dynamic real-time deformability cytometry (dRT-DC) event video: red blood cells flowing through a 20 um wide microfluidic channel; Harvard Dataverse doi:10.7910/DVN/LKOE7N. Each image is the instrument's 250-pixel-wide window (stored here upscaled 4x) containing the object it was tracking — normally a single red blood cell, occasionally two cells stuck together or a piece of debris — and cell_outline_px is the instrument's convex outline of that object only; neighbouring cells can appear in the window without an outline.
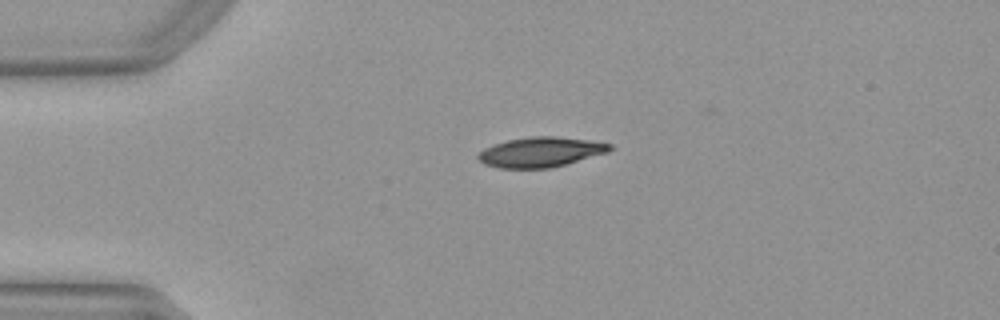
{"species": "Egyptian fruit bat (a non-hibernating species)", "species_latin": "Rousettus aegyptiacus", "temperature_condition": "warm", "stored_images_in_passage": 40, "camera_frame_rate_fps": 3000, "um_per_image_px": 0.085, "animal": {"sex": "female"}, "frame": {"image": 1, "passage_image": 1, "time_ms": 0.0, "image_size_px": [1000, 320], "cell_outline_px": [[612, 148], [608, 152], [564, 164], [548, 168], [500, 168], [484, 164], [476, 156], [484, 148], [508, 140], [532, 136], [552, 136], [588, 140], [612, 144]], "centroid_in_image_um": [45.94, 12.92], "position_along_channel_um": 39.1, "area_um2": 22.6}}
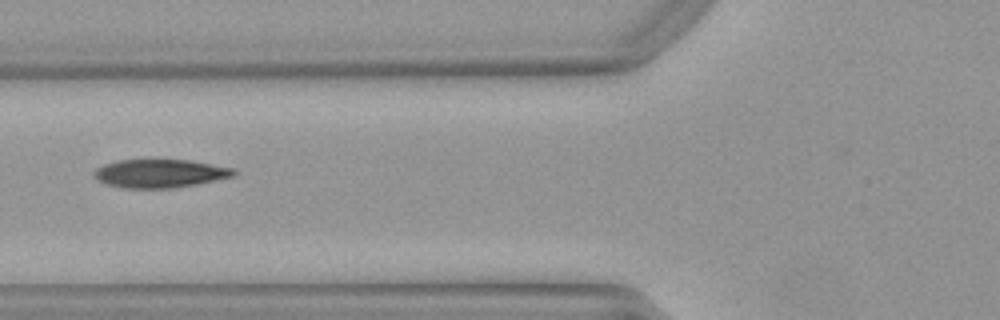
{"frame": {"image": 2, "passage_image": 9, "time_ms": 2.667, "image_size_px": [1000, 320], "cell_outline_px": [[236, 172], [232, 176], [196, 184], [172, 188], [124, 188], [108, 184], [100, 180], [92, 172], [96, 168], [104, 164], [116, 160], [192, 160], [236, 168]], "centroid_in_image_um": [13.62, 14.73], "position_along_channel_um": 112.2, "area_um2": 22.95}}
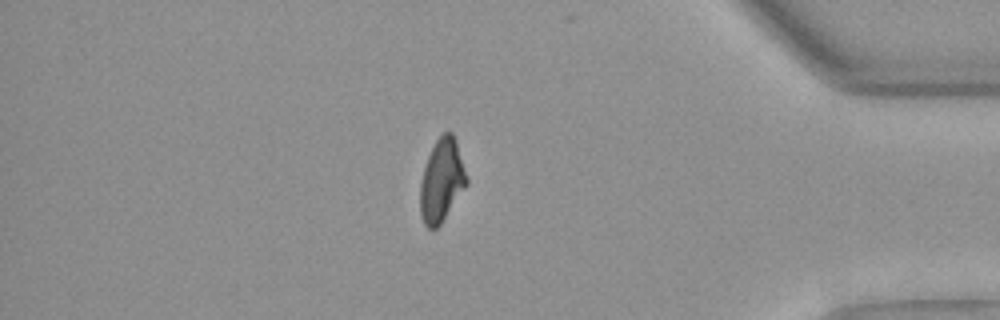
{"frame": {"image": 3, "passage_image": 33, "time_ms": 10.667, "image_size_px": [1000, 320], "cell_outline_px": [[468, 184], [440, 224], [436, 228], [428, 228], [424, 224], [420, 212], [420, 184], [424, 168], [428, 156], [436, 140], [444, 132], [452, 132], [456, 140], [468, 180]], "centroid_in_image_um": [37.54, 15.34], "position_along_channel_um": 397.7, "area_um2": 22.2}, "authors_computed_cell_mechanics": {"area_um2": 23.409, "velocity_mm_per_s": 3.9863, "shape_relaxation_time_tau1_ms": 5.5056, "shape_relaxation_time_tau2_ms": 2.7313, "deformation_change_tau1": 0.1678, "deformation_change_tau2": 0.0826}}